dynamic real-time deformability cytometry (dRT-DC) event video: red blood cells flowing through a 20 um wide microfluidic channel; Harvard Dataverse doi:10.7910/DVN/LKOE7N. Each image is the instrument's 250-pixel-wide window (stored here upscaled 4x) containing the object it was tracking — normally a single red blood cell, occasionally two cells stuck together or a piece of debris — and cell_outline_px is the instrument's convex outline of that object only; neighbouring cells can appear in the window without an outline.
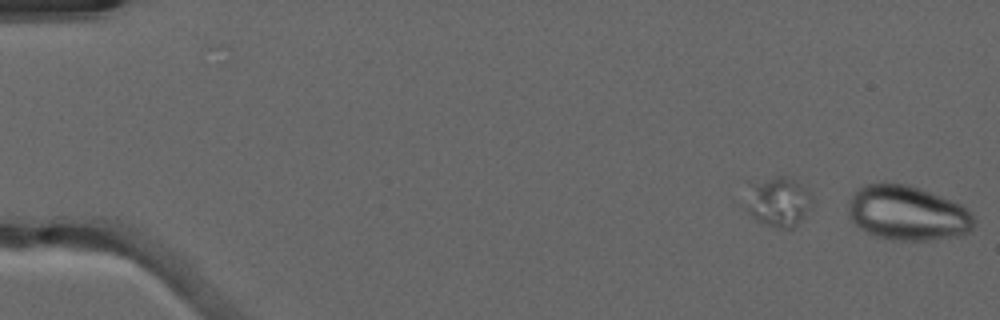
{"species": "common noctule bat (a hibernating species)", "species_latin": "Nyctalus noctula", "temperature_condition": "warm", "stored_images_in_passage": 8, "segment_of_instrument_passage": [2, 2], "camera_frame_rate_fps": 3000, "um_per_image_px": 0.085, "animal": {"sex": "male", "forearm_length_mm": 52.5}, "frame": {"image": 1, "passage_image": 8, "time_ms": 2.333, "image_size_px": [1000, 320], "cell_outline_px": [[976, 220], [972, 228], [968, 232], [952, 236], [924, 240], [900, 240], [876, 236], [860, 228], [848, 216], [848, 208], [852, 196], [856, 188], [864, 184], [884, 180], [908, 184], [940, 196], [960, 204]], "centroid_in_image_um": [77.07, 18.06], "position_along_channel_um": 7.9, "area_um2": 39.94}}